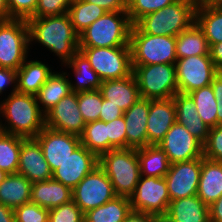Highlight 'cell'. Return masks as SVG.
<instances>
[{"mask_svg": "<svg viewBox=\"0 0 222 222\" xmlns=\"http://www.w3.org/2000/svg\"><path fill=\"white\" fill-rule=\"evenodd\" d=\"M29 42L37 41L68 62L79 50V35L68 13L50 17H30L27 20Z\"/></svg>", "mask_w": 222, "mask_h": 222, "instance_id": "6da1fadb", "label": "cell"}, {"mask_svg": "<svg viewBox=\"0 0 222 222\" xmlns=\"http://www.w3.org/2000/svg\"><path fill=\"white\" fill-rule=\"evenodd\" d=\"M0 113L8 125H0V131L24 138H35L45 127V115L37 103L36 96L13 89L8 98L1 101Z\"/></svg>", "mask_w": 222, "mask_h": 222, "instance_id": "7a4b0ae2", "label": "cell"}, {"mask_svg": "<svg viewBox=\"0 0 222 222\" xmlns=\"http://www.w3.org/2000/svg\"><path fill=\"white\" fill-rule=\"evenodd\" d=\"M99 167L110 179L116 196L130 198L140 179L136 149L117 148L99 156Z\"/></svg>", "mask_w": 222, "mask_h": 222, "instance_id": "3957f363", "label": "cell"}, {"mask_svg": "<svg viewBox=\"0 0 222 222\" xmlns=\"http://www.w3.org/2000/svg\"><path fill=\"white\" fill-rule=\"evenodd\" d=\"M131 27L127 11L106 12L79 35V47L130 46Z\"/></svg>", "mask_w": 222, "mask_h": 222, "instance_id": "277c9868", "label": "cell"}, {"mask_svg": "<svg viewBox=\"0 0 222 222\" xmlns=\"http://www.w3.org/2000/svg\"><path fill=\"white\" fill-rule=\"evenodd\" d=\"M196 7L192 0H178L145 15L135 25L149 35L176 37L195 22Z\"/></svg>", "mask_w": 222, "mask_h": 222, "instance_id": "5b68a950", "label": "cell"}, {"mask_svg": "<svg viewBox=\"0 0 222 222\" xmlns=\"http://www.w3.org/2000/svg\"><path fill=\"white\" fill-rule=\"evenodd\" d=\"M129 45L132 65L176 64V37L149 35L132 25Z\"/></svg>", "mask_w": 222, "mask_h": 222, "instance_id": "8992f818", "label": "cell"}, {"mask_svg": "<svg viewBox=\"0 0 222 222\" xmlns=\"http://www.w3.org/2000/svg\"><path fill=\"white\" fill-rule=\"evenodd\" d=\"M141 98H172L179 92L175 64L132 65Z\"/></svg>", "mask_w": 222, "mask_h": 222, "instance_id": "52a82bcc", "label": "cell"}, {"mask_svg": "<svg viewBox=\"0 0 222 222\" xmlns=\"http://www.w3.org/2000/svg\"><path fill=\"white\" fill-rule=\"evenodd\" d=\"M103 81L122 79L132 74L130 46L79 47Z\"/></svg>", "mask_w": 222, "mask_h": 222, "instance_id": "ba28073f", "label": "cell"}, {"mask_svg": "<svg viewBox=\"0 0 222 222\" xmlns=\"http://www.w3.org/2000/svg\"><path fill=\"white\" fill-rule=\"evenodd\" d=\"M29 45L25 19L0 21V67L17 71L27 58Z\"/></svg>", "mask_w": 222, "mask_h": 222, "instance_id": "9c48e42d", "label": "cell"}, {"mask_svg": "<svg viewBox=\"0 0 222 222\" xmlns=\"http://www.w3.org/2000/svg\"><path fill=\"white\" fill-rule=\"evenodd\" d=\"M130 201L132 211L166 214L171 200L165 178L140 176Z\"/></svg>", "mask_w": 222, "mask_h": 222, "instance_id": "30bf717a", "label": "cell"}, {"mask_svg": "<svg viewBox=\"0 0 222 222\" xmlns=\"http://www.w3.org/2000/svg\"><path fill=\"white\" fill-rule=\"evenodd\" d=\"M115 196L110 179L99 166L72 190V200L83 213L105 204Z\"/></svg>", "mask_w": 222, "mask_h": 222, "instance_id": "8fae6325", "label": "cell"}, {"mask_svg": "<svg viewBox=\"0 0 222 222\" xmlns=\"http://www.w3.org/2000/svg\"><path fill=\"white\" fill-rule=\"evenodd\" d=\"M177 86L180 93L208 86L219 73L210 55L189 56L176 61Z\"/></svg>", "mask_w": 222, "mask_h": 222, "instance_id": "7c38bea8", "label": "cell"}, {"mask_svg": "<svg viewBox=\"0 0 222 222\" xmlns=\"http://www.w3.org/2000/svg\"><path fill=\"white\" fill-rule=\"evenodd\" d=\"M158 145L166 153L171 164L203 157V144L177 122L171 126Z\"/></svg>", "mask_w": 222, "mask_h": 222, "instance_id": "4fadbf2b", "label": "cell"}, {"mask_svg": "<svg viewBox=\"0 0 222 222\" xmlns=\"http://www.w3.org/2000/svg\"><path fill=\"white\" fill-rule=\"evenodd\" d=\"M202 160L203 157L170 165L164 178L171 201L197 195Z\"/></svg>", "mask_w": 222, "mask_h": 222, "instance_id": "5bb4252c", "label": "cell"}, {"mask_svg": "<svg viewBox=\"0 0 222 222\" xmlns=\"http://www.w3.org/2000/svg\"><path fill=\"white\" fill-rule=\"evenodd\" d=\"M99 166V157L80 144L72 154L52 172V178L73 190L78 183Z\"/></svg>", "mask_w": 222, "mask_h": 222, "instance_id": "9a60e30c", "label": "cell"}, {"mask_svg": "<svg viewBox=\"0 0 222 222\" xmlns=\"http://www.w3.org/2000/svg\"><path fill=\"white\" fill-rule=\"evenodd\" d=\"M53 172L81 144L80 136L44 127L35 137Z\"/></svg>", "mask_w": 222, "mask_h": 222, "instance_id": "2e32d148", "label": "cell"}, {"mask_svg": "<svg viewBox=\"0 0 222 222\" xmlns=\"http://www.w3.org/2000/svg\"><path fill=\"white\" fill-rule=\"evenodd\" d=\"M86 123L78 106V93L71 92L61 99L46 115L45 126L57 131L80 136Z\"/></svg>", "mask_w": 222, "mask_h": 222, "instance_id": "e0dca14e", "label": "cell"}, {"mask_svg": "<svg viewBox=\"0 0 222 222\" xmlns=\"http://www.w3.org/2000/svg\"><path fill=\"white\" fill-rule=\"evenodd\" d=\"M17 173L24 175L31 183L52 178V171L35 138L22 137Z\"/></svg>", "mask_w": 222, "mask_h": 222, "instance_id": "ac0fdd59", "label": "cell"}, {"mask_svg": "<svg viewBox=\"0 0 222 222\" xmlns=\"http://www.w3.org/2000/svg\"><path fill=\"white\" fill-rule=\"evenodd\" d=\"M175 122L176 110L173 97L150 100L147 119L148 145H158Z\"/></svg>", "mask_w": 222, "mask_h": 222, "instance_id": "d6986e66", "label": "cell"}, {"mask_svg": "<svg viewBox=\"0 0 222 222\" xmlns=\"http://www.w3.org/2000/svg\"><path fill=\"white\" fill-rule=\"evenodd\" d=\"M150 110V100L139 98L123 113L126 123L127 148L140 149L148 146L147 119Z\"/></svg>", "mask_w": 222, "mask_h": 222, "instance_id": "ffe728a7", "label": "cell"}, {"mask_svg": "<svg viewBox=\"0 0 222 222\" xmlns=\"http://www.w3.org/2000/svg\"><path fill=\"white\" fill-rule=\"evenodd\" d=\"M99 91L104 99L109 100V103L115 106H119L123 112L141 98L133 73L122 79L103 81Z\"/></svg>", "mask_w": 222, "mask_h": 222, "instance_id": "44dd1931", "label": "cell"}, {"mask_svg": "<svg viewBox=\"0 0 222 222\" xmlns=\"http://www.w3.org/2000/svg\"><path fill=\"white\" fill-rule=\"evenodd\" d=\"M176 110V122L183 125L202 144L207 140L210 127L197 113L194 100L189 94L176 93L173 96Z\"/></svg>", "mask_w": 222, "mask_h": 222, "instance_id": "7402d4cb", "label": "cell"}, {"mask_svg": "<svg viewBox=\"0 0 222 222\" xmlns=\"http://www.w3.org/2000/svg\"><path fill=\"white\" fill-rule=\"evenodd\" d=\"M72 200V190L50 178L32 183L30 202L47 209L66 204Z\"/></svg>", "mask_w": 222, "mask_h": 222, "instance_id": "603a6c76", "label": "cell"}, {"mask_svg": "<svg viewBox=\"0 0 222 222\" xmlns=\"http://www.w3.org/2000/svg\"><path fill=\"white\" fill-rule=\"evenodd\" d=\"M197 196L208 206L222 196V162L203 157Z\"/></svg>", "mask_w": 222, "mask_h": 222, "instance_id": "cb8c5ba5", "label": "cell"}, {"mask_svg": "<svg viewBox=\"0 0 222 222\" xmlns=\"http://www.w3.org/2000/svg\"><path fill=\"white\" fill-rule=\"evenodd\" d=\"M26 61L16 71V91L36 95L53 72L41 61Z\"/></svg>", "mask_w": 222, "mask_h": 222, "instance_id": "d4e9b609", "label": "cell"}, {"mask_svg": "<svg viewBox=\"0 0 222 222\" xmlns=\"http://www.w3.org/2000/svg\"><path fill=\"white\" fill-rule=\"evenodd\" d=\"M166 214L174 222H209V206L197 195L170 201Z\"/></svg>", "mask_w": 222, "mask_h": 222, "instance_id": "484cf974", "label": "cell"}, {"mask_svg": "<svg viewBox=\"0 0 222 222\" xmlns=\"http://www.w3.org/2000/svg\"><path fill=\"white\" fill-rule=\"evenodd\" d=\"M32 183L18 173L8 174L0 183V203L12 209L29 203Z\"/></svg>", "mask_w": 222, "mask_h": 222, "instance_id": "4316f807", "label": "cell"}, {"mask_svg": "<svg viewBox=\"0 0 222 222\" xmlns=\"http://www.w3.org/2000/svg\"><path fill=\"white\" fill-rule=\"evenodd\" d=\"M67 73L53 72L35 95L44 115H46L61 99L68 96L72 90Z\"/></svg>", "mask_w": 222, "mask_h": 222, "instance_id": "83f0119b", "label": "cell"}, {"mask_svg": "<svg viewBox=\"0 0 222 222\" xmlns=\"http://www.w3.org/2000/svg\"><path fill=\"white\" fill-rule=\"evenodd\" d=\"M195 22L203 31L209 46L222 42V3L197 6Z\"/></svg>", "mask_w": 222, "mask_h": 222, "instance_id": "f1b7e54d", "label": "cell"}, {"mask_svg": "<svg viewBox=\"0 0 222 222\" xmlns=\"http://www.w3.org/2000/svg\"><path fill=\"white\" fill-rule=\"evenodd\" d=\"M131 211L130 198L115 196L105 204L84 213V222H123Z\"/></svg>", "mask_w": 222, "mask_h": 222, "instance_id": "f546056e", "label": "cell"}, {"mask_svg": "<svg viewBox=\"0 0 222 222\" xmlns=\"http://www.w3.org/2000/svg\"><path fill=\"white\" fill-rule=\"evenodd\" d=\"M209 49L208 41L196 22L176 36L177 59L208 55Z\"/></svg>", "mask_w": 222, "mask_h": 222, "instance_id": "4dcf8cb0", "label": "cell"}, {"mask_svg": "<svg viewBox=\"0 0 222 222\" xmlns=\"http://www.w3.org/2000/svg\"><path fill=\"white\" fill-rule=\"evenodd\" d=\"M65 64L74 70L78 80L76 84L70 82L72 92L93 91L100 88L102 80L91 67L87 57L80 50Z\"/></svg>", "mask_w": 222, "mask_h": 222, "instance_id": "1f68e13d", "label": "cell"}, {"mask_svg": "<svg viewBox=\"0 0 222 222\" xmlns=\"http://www.w3.org/2000/svg\"><path fill=\"white\" fill-rule=\"evenodd\" d=\"M140 175L145 177H165L171 163L159 145H148L137 149Z\"/></svg>", "mask_w": 222, "mask_h": 222, "instance_id": "d6a6232c", "label": "cell"}, {"mask_svg": "<svg viewBox=\"0 0 222 222\" xmlns=\"http://www.w3.org/2000/svg\"><path fill=\"white\" fill-rule=\"evenodd\" d=\"M106 12L104 8L94 3L83 0H73L67 13L75 32L80 35L89 25Z\"/></svg>", "mask_w": 222, "mask_h": 222, "instance_id": "836d02e7", "label": "cell"}, {"mask_svg": "<svg viewBox=\"0 0 222 222\" xmlns=\"http://www.w3.org/2000/svg\"><path fill=\"white\" fill-rule=\"evenodd\" d=\"M80 142L98 157L108 152L107 122L96 120L86 123Z\"/></svg>", "mask_w": 222, "mask_h": 222, "instance_id": "e575fe53", "label": "cell"}, {"mask_svg": "<svg viewBox=\"0 0 222 222\" xmlns=\"http://www.w3.org/2000/svg\"><path fill=\"white\" fill-rule=\"evenodd\" d=\"M22 137L0 131V169L8 174L18 170Z\"/></svg>", "mask_w": 222, "mask_h": 222, "instance_id": "d590c367", "label": "cell"}, {"mask_svg": "<svg viewBox=\"0 0 222 222\" xmlns=\"http://www.w3.org/2000/svg\"><path fill=\"white\" fill-rule=\"evenodd\" d=\"M196 105L197 113L210 128L217 126V102L211 84L188 93Z\"/></svg>", "mask_w": 222, "mask_h": 222, "instance_id": "8d00e7d4", "label": "cell"}, {"mask_svg": "<svg viewBox=\"0 0 222 222\" xmlns=\"http://www.w3.org/2000/svg\"><path fill=\"white\" fill-rule=\"evenodd\" d=\"M103 97L99 89L78 92V106L85 123L99 120Z\"/></svg>", "mask_w": 222, "mask_h": 222, "instance_id": "74e56055", "label": "cell"}, {"mask_svg": "<svg viewBox=\"0 0 222 222\" xmlns=\"http://www.w3.org/2000/svg\"><path fill=\"white\" fill-rule=\"evenodd\" d=\"M178 0H128L127 13L132 25L142 17L163 9Z\"/></svg>", "mask_w": 222, "mask_h": 222, "instance_id": "f35d334b", "label": "cell"}, {"mask_svg": "<svg viewBox=\"0 0 222 222\" xmlns=\"http://www.w3.org/2000/svg\"><path fill=\"white\" fill-rule=\"evenodd\" d=\"M48 222H84V213L73 200L49 209Z\"/></svg>", "mask_w": 222, "mask_h": 222, "instance_id": "ab89813d", "label": "cell"}, {"mask_svg": "<svg viewBox=\"0 0 222 222\" xmlns=\"http://www.w3.org/2000/svg\"><path fill=\"white\" fill-rule=\"evenodd\" d=\"M15 222H48L49 209L32 202L14 209Z\"/></svg>", "mask_w": 222, "mask_h": 222, "instance_id": "60d3db41", "label": "cell"}, {"mask_svg": "<svg viewBox=\"0 0 222 222\" xmlns=\"http://www.w3.org/2000/svg\"><path fill=\"white\" fill-rule=\"evenodd\" d=\"M126 123L124 117L107 122L108 151L117 148H127Z\"/></svg>", "mask_w": 222, "mask_h": 222, "instance_id": "b9f144b4", "label": "cell"}, {"mask_svg": "<svg viewBox=\"0 0 222 222\" xmlns=\"http://www.w3.org/2000/svg\"><path fill=\"white\" fill-rule=\"evenodd\" d=\"M203 157L222 162V125L210 128L207 140L203 144Z\"/></svg>", "mask_w": 222, "mask_h": 222, "instance_id": "7bdbcfd3", "label": "cell"}, {"mask_svg": "<svg viewBox=\"0 0 222 222\" xmlns=\"http://www.w3.org/2000/svg\"><path fill=\"white\" fill-rule=\"evenodd\" d=\"M73 0H38L35 13L31 17H50L68 12Z\"/></svg>", "mask_w": 222, "mask_h": 222, "instance_id": "ee69618b", "label": "cell"}, {"mask_svg": "<svg viewBox=\"0 0 222 222\" xmlns=\"http://www.w3.org/2000/svg\"><path fill=\"white\" fill-rule=\"evenodd\" d=\"M10 19H25L30 18L36 10L38 0H7Z\"/></svg>", "mask_w": 222, "mask_h": 222, "instance_id": "f6af8a7d", "label": "cell"}, {"mask_svg": "<svg viewBox=\"0 0 222 222\" xmlns=\"http://www.w3.org/2000/svg\"><path fill=\"white\" fill-rule=\"evenodd\" d=\"M99 120L108 122L123 116V111L119 106L109 103V100L103 98L102 107L100 110Z\"/></svg>", "mask_w": 222, "mask_h": 222, "instance_id": "bcb514c9", "label": "cell"}, {"mask_svg": "<svg viewBox=\"0 0 222 222\" xmlns=\"http://www.w3.org/2000/svg\"><path fill=\"white\" fill-rule=\"evenodd\" d=\"M211 87L217 102V125H222V74L220 72L213 78Z\"/></svg>", "mask_w": 222, "mask_h": 222, "instance_id": "7dc6e473", "label": "cell"}, {"mask_svg": "<svg viewBox=\"0 0 222 222\" xmlns=\"http://www.w3.org/2000/svg\"><path fill=\"white\" fill-rule=\"evenodd\" d=\"M89 3H94L107 12L127 11L128 0H83Z\"/></svg>", "mask_w": 222, "mask_h": 222, "instance_id": "c3c4849f", "label": "cell"}, {"mask_svg": "<svg viewBox=\"0 0 222 222\" xmlns=\"http://www.w3.org/2000/svg\"><path fill=\"white\" fill-rule=\"evenodd\" d=\"M13 83V88L16 89V71L0 67V94L5 90L7 85Z\"/></svg>", "mask_w": 222, "mask_h": 222, "instance_id": "681fc988", "label": "cell"}, {"mask_svg": "<svg viewBox=\"0 0 222 222\" xmlns=\"http://www.w3.org/2000/svg\"><path fill=\"white\" fill-rule=\"evenodd\" d=\"M209 55L215 68L219 72H221L222 71V42L216 43L210 46Z\"/></svg>", "mask_w": 222, "mask_h": 222, "instance_id": "f907efd6", "label": "cell"}, {"mask_svg": "<svg viewBox=\"0 0 222 222\" xmlns=\"http://www.w3.org/2000/svg\"><path fill=\"white\" fill-rule=\"evenodd\" d=\"M209 222H222V196L209 206Z\"/></svg>", "mask_w": 222, "mask_h": 222, "instance_id": "816d5d0a", "label": "cell"}, {"mask_svg": "<svg viewBox=\"0 0 222 222\" xmlns=\"http://www.w3.org/2000/svg\"><path fill=\"white\" fill-rule=\"evenodd\" d=\"M123 222H154V215L131 211Z\"/></svg>", "mask_w": 222, "mask_h": 222, "instance_id": "f5cc1de1", "label": "cell"}, {"mask_svg": "<svg viewBox=\"0 0 222 222\" xmlns=\"http://www.w3.org/2000/svg\"><path fill=\"white\" fill-rule=\"evenodd\" d=\"M0 222H15L14 209L0 203Z\"/></svg>", "mask_w": 222, "mask_h": 222, "instance_id": "db71d44e", "label": "cell"}, {"mask_svg": "<svg viewBox=\"0 0 222 222\" xmlns=\"http://www.w3.org/2000/svg\"><path fill=\"white\" fill-rule=\"evenodd\" d=\"M10 19V11L7 0H0V21Z\"/></svg>", "mask_w": 222, "mask_h": 222, "instance_id": "11a10c76", "label": "cell"}, {"mask_svg": "<svg viewBox=\"0 0 222 222\" xmlns=\"http://www.w3.org/2000/svg\"><path fill=\"white\" fill-rule=\"evenodd\" d=\"M154 222H174L167 214L154 215Z\"/></svg>", "mask_w": 222, "mask_h": 222, "instance_id": "9f6ffc18", "label": "cell"}, {"mask_svg": "<svg viewBox=\"0 0 222 222\" xmlns=\"http://www.w3.org/2000/svg\"><path fill=\"white\" fill-rule=\"evenodd\" d=\"M222 3V0H195L196 6Z\"/></svg>", "mask_w": 222, "mask_h": 222, "instance_id": "6f0895ef", "label": "cell"}, {"mask_svg": "<svg viewBox=\"0 0 222 222\" xmlns=\"http://www.w3.org/2000/svg\"><path fill=\"white\" fill-rule=\"evenodd\" d=\"M8 173H6L4 170L0 169V183L4 181Z\"/></svg>", "mask_w": 222, "mask_h": 222, "instance_id": "680465c9", "label": "cell"}]
</instances>
